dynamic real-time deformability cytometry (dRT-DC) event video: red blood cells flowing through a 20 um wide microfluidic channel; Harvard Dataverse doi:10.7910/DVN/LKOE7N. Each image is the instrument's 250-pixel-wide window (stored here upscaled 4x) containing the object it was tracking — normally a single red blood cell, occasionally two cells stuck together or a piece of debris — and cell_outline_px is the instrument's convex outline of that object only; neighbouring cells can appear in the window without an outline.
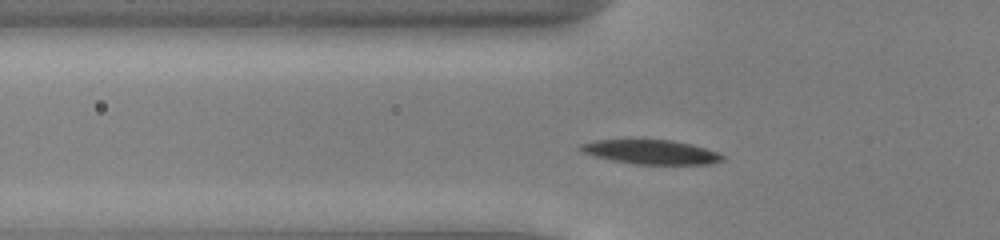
{"species": "common noctule bat (a hibernating species)", "species_latin": "Nyctalus noctula", "temperature_condition": "cold", "stored_images_in_passage": 41, "camera_frame_rate_fps": 3000, "um_per_image_px": 0.085, "animal": {"sex": "male", "body_mass_g": 13.0, "forearm_length_mm": 53.1}, "frame": {"image": 1, "passage_image": 6, "time_ms": 1.667, "image_size_px": [1000, 240], "cell_outline_px": [[724, 160], [708, 164], [636, 164], [612, 160], [592, 156], [584, 152], [580, 148], [580, 144], [596, 140], [672, 140], [692, 144], [716, 152], [724, 156]], "centroid_in_image_um": [55.34, 12.92], "position_along_channel_um": 70.5, "area_um2": 19.83}}
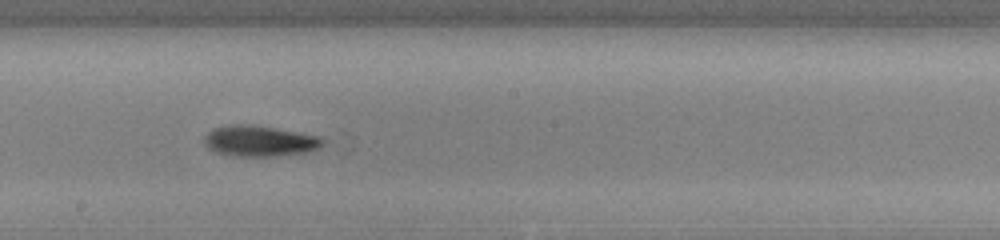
{"frame": {"image": 2, "passage_image": 18, "time_ms": 5.667, "image_size_px": [1000, 240], "cell_outline_px": [[328, 140], [320, 148], [308, 152], [276, 156], [236, 156], [216, 152], [208, 148], [204, 144], [204, 136], [212, 128], [228, 124], [252, 124], [320, 136]], "centroid_in_image_um": [22.09, 11.98], "position_along_channel_um": 226.1, "area_um2": 21.62}}
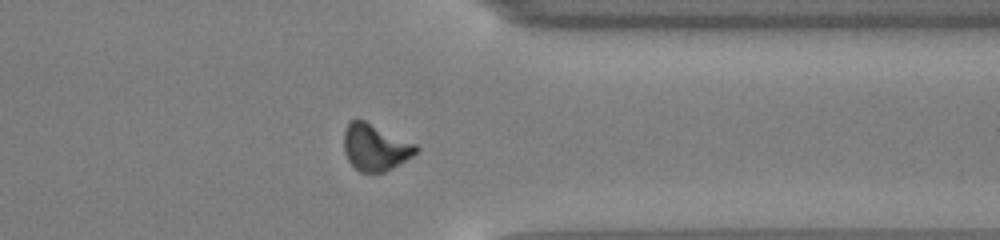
{"frame": {"image": 3, "passage_image": 30, "time_ms": 9.667, "image_size_px": [1000, 240], "cell_outline_px": [[420, 148], [412, 156], [392, 168], [384, 172], [360, 172], [348, 160], [344, 152], [344, 128], [352, 120], [364, 120], [416, 144]], "centroid_in_image_um": [31.88, 12.52], "position_along_channel_um": 379.5, "area_um2": 19.36}, "authors_computed_cell_mechanics": {"area_um2": 19.8254, "velocity_mm_per_s": 3.9229, "shape_relaxation_time_tau1_ms": 2.5879, "shape_relaxation_time_tau2_ms": null, "deformation_change_tau1": 0.133, "deformation_change_tau2": null}}